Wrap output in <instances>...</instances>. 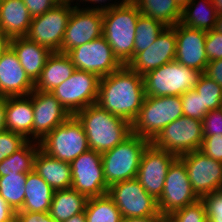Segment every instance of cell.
<instances>
[{
  "label": "cell",
  "mask_w": 222,
  "mask_h": 222,
  "mask_svg": "<svg viewBox=\"0 0 222 222\" xmlns=\"http://www.w3.org/2000/svg\"><path fill=\"white\" fill-rule=\"evenodd\" d=\"M192 0L183 10L180 23L189 28L211 31L215 28L217 12L211 0Z\"/></svg>",
  "instance_id": "obj_29"
},
{
  "label": "cell",
  "mask_w": 222,
  "mask_h": 222,
  "mask_svg": "<svg viewBox=\"0 0 222 222\" xmlns=\"http://www.w3.org/2000/svg\"><path fill=\"white\" fill-rule=\"evenodd\" d=\"M0 222H16V211L0 195Z\"/></svg>",
  "instance_id": "obj_46"
},
{
  "label": "cell",
  "mask_w": 222,
  "mask_h": 222,
  "mask_svg": "<svg viewBox=\"0 0 222 222\" xmlns=\"http://www.w3.org/2000/svg\"><path fill=\"white\" fill-rule=\"evenodd\" d=\"M10 47L16 53L26 74L35 83L52 52L48 48L29 40L26 36L11 38Z\"/></svg>",
  "instance_id": "obj_23"
},
{
  "label": "cell",
  "mask_w": 222,
  "mask_h": 222,
  "mask_svg": "<svg viewBox=\"0 0 222 222\" xmlns=\"http://www.w3.org/2000/svg\"><path fill=\"white\" fill-rule=\"evenodd\" d=\"M66 54L76 70L94 73L99 78L106 77L123 66L103 35Z\"/></svg>",
  "instance_id": "obj_10"
},
{
  "label": "cell",
  "mask_w": 222,
  "mask_h": 222,
  "mask_svg": "<svg viewBox=\"0 0 222 222\" xmlns=\"http://www.w3.org/2000/svg\"><path fill=\"white\" fill-rule=\"evenodd\" d=\"M125 2H135L136 0H123Z\"/></svg>",
  "instance_id": "obj_56"
},
{
  "label": "cell",
  "mask_w": 222,
  "mask_h": 222,
  "mask_svg": "<svg viewBox=\"0 0 222 222\" xmlns=\"http://www.w3.org/2000/svg\"><path fill=\"white\" fill-rule=\"evenodd\" d=\"M192 0H175L178 6L183 10Z\"/></svg>",
  "instance_id": "obj_54"
},
{
  "label": "cell",
  "mask_w": 222,
  "mask_h": 222,
  "mask_svg": "<svg viewBox=\"0 0 222 222\" xmlns=\"http://www.w3.org/2000/svg\"><path fill=\"white\" fill-rule=\"evenodd\" d=\"M23 3L32 18L44 14L57 5L54 0H23Z\"/></svg>",
  "instance_id": "obj_43"
},
{
  "label": "cell",
  "mask_w": 222,
  "mask_h": 222,
  "mask_svg": "<svg viewBox=\"0 0 222 222\" xmlns=\"http://www.w3.org/2000/svg\"><path fill=\"white\" fill-rule=\"evenodd\" d=\"M32 17L23 0H3L0 6V29L9 37L26 36Z\"/></svg>",
  "instance_id": "obj_26"
},
{
  "label": "cell",
  "mask_w": 222,
  "mask_h": 222,
  "mask_svg": "<svg viewBox=\"0 0 222 222\" xmlns=\"http://www.w3.org/2000/svg\"><path fill=\"white\" fill-rule=\"evenodd\" d=\"M121 222H166V217L158 212L148 217H122Z\"/></svg>",
  "instance_id": "obj_48"
},
{
  "label": "cell",
  "mask_w": 222,
  "mask_h": 222,
  "mask_svg": "<svg viewBox=\"0 0 222 222\" xmlns=\"http://www.w3.org/2000/svg\"><path fill=\"white\" fill-rule=\"evenodd\" d=\"M107 1H110L111 2V0H76V5H74L76 8H80V2L82 3V4H84V2H85V6H86V2H88V4L90 3V4H97V6H86V7H81V8H83V9H97V10H106V9H109L110 7H112V6H114L117 2V0H115V2H113V3H110V2H108V3H106ZM79 2V3H78ZM99 3V4H98ZM103 3V4H102ZM105 4V5H104ZM103 5V6H102Z\"/></svg>",
  "instance_id": "obj_47"
},
{
  "label": "cell",
  "mask_w": 222,
  "mask_h": 222,
  "mask_svg": "<svg viewBox=\"0 0 222 222\" xmlns=\"http://www.w3.org/2000/svg\"><path fill=\"white\" fill-rule=\"evenodd\" d=\"M57 4L59 5H75L73 2H75L76 0H54Z\"/></svg>",
  "instance_id": "obj_55"
},
{
  "label": "cell",
  "mask_w": 222,
  "mask_h": 222,
  "mask_svg": "<svg viewBox=\"0 0 222 222\" xmlns=\"http://www.w3.org/2000/svg\"><path fill=\"white\" fill-rule=\"evenodd\" d=\"M175 35V60L203 73L209 62L205 51L206 31L189 28L179 22L175 25Z\"/></svg>",
  "instance_id": "obj_20"
},
{
  "label": "cell",
  "mask_w": 222,
  "mask_h": 222,
  "mask_svg": "<svg viewBox=\"0 0 222 222\" xmlns=\"http://www.w3.org/2000/svg\"><path fill=\"white\" fill-rule=\"evenodd\" d=\"M201 71L173 60L143 76L146 96H181L197 85Z\"/></svg>",
  "instance_id": "obj_6"
},
{
  "label": "cell",
  "mask_w": 222,
  "mask_h": 222,
  "mask_svg": "<svg viewBox=\"0 0 222 222\" xmlns=\"http://www.w3.org/2000/svg\"><path fill=\"white\" fill-rule=\"evenodd\" d=\"M26 180L27 173L0 177V195L15 211H19L24 204Z\"/></svg>",
  "instance_id": "obj_33"
},
{
  "label": "cell",
  "mask_w": 222,
  "mask_h": 222,
  "mask_svg": "<svg viewBox=\"0 0 222 222\" xmlns=\"http://www.w3.org/2000/svg\"><path fill=\"white\" fill-rule=\"evenodd\" d=\"M165 27L162 22L141 14L136 23L134 57L150 47Z\"/></svg>",
  "instance_id": "obj_34"
},
{
  "label": "cell",
  "mask_w": 222,
  "mask_h": 222,
  "mask_svg": "<svg viewBox=\"0 0 222 222\" xmlns=\"http://www.w3.org/2000/svg\"><path fill=\"white\" fill-rule=\"evenodd\" d=\"M140 15L134 2L123 0L103 10V36L123 65L134 58L136 23Z\"/></svg>",
  "instance_id": "obj_3"
},
{
  "label": "cell",
  "mask_w": 222,
  "mask_h": 222,
  "mask_svg": "<svg viewBox=\"0 0 222 222\" xmlns=\"http://www.w3.org/2000/svg\"><path fill=\"white\" fill-rule=\"evenodd\" d=\"M63 222H86L85 212L72 216L71 218Z\"/></svg>",
  "instance_id": "obj_51"
},
{
  "label": "cell",
  "mask_w": 222,
  "mask_h": 222,
  "mask_svg": "<svg viewBox=\"0 0 222 222\" xmlns=\"http://www.w3.org/2000/svg\"><path fill=\"white\" fill-rule=\"evenodd\" d=\"M176 158L152 143L144 150L136 179L155 200L161 197L168 169Z\"/></svg>",
  "instance_id": "obj_17"
},
{
  "label": "cell",
  "mask_w": 222,
  "mask_h": 222,
  "mask_svg": "<svg viewBox=\"0 0 222 222\" xmlns=\"http://www.w3.org/2000/svg\"><path fill=\"white\" fill-rule=\"evenodd\" d=\"M183 107V116L201 120L207 114L202 108V101L199 94L194 90H188L180 96Z\"/></svg>",
  "instance_id": "obj_37"
},
{
  "label": "cell",
  "mask_w": 222,
  "mask_h": 222,
  "mask_svg": "<svg viewBox=\"0 0 222 222\" xmlns=\"http://www.w3.org/2000/svg\"><path fill=\"white\" fill-rule=\"evenodd\" d=\"M202 142V121L181 116L165 126L151 143L155 147L179 157L200 150Z\"/></svg>",
  "instance_id": "obj_8"
},
{
  "label": "cell",
  "mask_w": 222,
  "mask_h": 222,
  "mask_svg": "<svg viewBox=\"0 0 222 222\" xmlns=\"http://www.w3.org/2000/svg\"><path fill=\"white\" fill-rule=\"evenodd\" d=\"M39 148V142L27 141L20 149L0 162V177L31 172Z\"/></svg>",
  "instance_id": "obj_31"
},
{
  "label": "cell",
  "mask_w": 222,
  "mask_h": 222,
  "mask_svg": "<svg viewBox=\"0 0 222 222\" xmlns=\"http://www.w3.org/2000/svg\"><path fill=\"white\" fill-rule=\"evenodd\" d=\"M184 162L193 191L199 198L222 190V162L196 150L179 156Z\"/></svg>",
  "instance_id": "obj_15"
},
{
  "label": "cell",
  "mask_w": 222,
  "mask_h": 222,
  "mask_svg": "<svg viewBox=\"0 0 222 222\" xmlns=\"http://www.w3.org/2000/svg\"><path fill=\"white\" fill-rule=\"evenodd\" d=\"M24 204L19 211L46 214L49 212L54 190L34 170L27 173Z\"/></svg>",
  "instance_id": "obj_27"
},
{
  "label": "cell",
  "mask_w": 222,
  "mask_h": 222,
  "mask_svg": "<svg viewBox=\"0 0 222 222\" xmlns=\"http://www.w3.org/2000/svg\"><path fill=\"white\" fill-rule=\"evenodd\" d=\"M39 145L49 156L68 163L90 149L83 126L74 115L47 134Z\"/></svg>",
  "instance_id": "obj_7"
},
{
  "label": "cell",
  "mask_w": 222,
  "mask_h": 222,
  "mask_svg": "<svg viewBox=\"0 0 222 222\" xmlns=\"http://www.w3.org/2000/svg\"><path fill=\"white\" fill-rule=\"evenodd\" d=\"M166 222H208L206 207L200 198L166 217Z\"/></svg>",
  "instance_id": "obj_36"
},
{
  "label": "cell",
  "mask_w": 222,
  "mask_h": 222,
  "mask_svg": "<svg viewBox=\"0 0 222 222\" xmlns=\"http://www.w3.org/2000/svg\"><path fill=\"white\" fill-rule=\"evenodd\" d=\"M11 38H9L1 29H0V58L2 54L8 50L10 47Z\"/></svg>",
  "instance_id": "obj_50"
},
{
  "label": "cell",
  "mask_w": 222,
  "mask_h": 222,
  "mask_svg": "<svg viewBox=\"0 0 222 222\" xmlns=\"http://www.w3.org/2000/svg\"><path fill=\"white\" fill-rule=\"evenodd\" d=\"M32 92L27 96L7 97L5 124L8 131L33 139Z\"/></svg>",
  "instance_id": "obj_22"
},
{
  "label": "cell",
  "mask_w": 222,
  "mask_h": 222,
  "mask_svg": "<svg viewBox=\"0 0 222 222\" xmlns=\"http://www.w3.org/2000/svg\"><path fill=\"white\" fill-rule=\"evenodd\" d=\"M7 106V97L0 96V133L6 131L5 113Z\"/></svg>",
  "instance_id": "obj_49"
},
{
  "label": "cell",
  "mask_w": 222,
  "mask_h": 222,
  "mask_svg": "<svg viewBox=\"0 0 222 222\" xmlns=\"http://www.w3.org/2000/svg\"><path fill=\"white\" fill-rule=\"evenodd\" d=\"M183 116L180 96H146L136 119L131 123L132 134L152 142L162 129Z\"/></svg>",
  "instance_id": "obj_4"
},
{
  "label": "cell",
  "mask_w": 222,
  "mask_h": 222,
  "mask_svg": "<svg viewBox=\"0 0 222 222\" xmlns=\"http://www.w3.org/2000/svg\"><path fill=\"white\" fill-rule=\"evenodd\" d=\"M86 222H121L122 215L108 195L89 198L85 208Z\"/></svg>",
  "instance_id": "obj_32"
},
{
  "label": "cell",
  "mask_w": 222,
  "mask_h": 222,
  "mask_svg": "<svg viewBox=\"0 0 222 222\" xmlns=\"http://www.w3.org/2000/svg\"><path fill=\"white\" fill-rule=\"evenodd\" d=\"M203 137L222 134V107L209 111L202 119Z\"/></svg>",
  "instance_id": "obj_40"
},
{
  "label": "cell",
  "mask_w": 222,
  "mask_h": 222,
  "mask_svg": "<svg viewBox=\"0 0 222 222\" xmlns=\"http://www.w3.org/2000/svg\"><path fill=\"white\" fill-rule=\"evenodd\" d=\"M205 51L208 61L222 59V34L212 29L206 32Z\"/></svg>",
  "instance_id": "obj_41"
},
{
  "label": "cell",
  "mask_w": 222,
  "mask_h": 222,
  "mask_svg": "<svg viewBox=\"0 0 222 222\" xmlns=\"http://www.w3.org/2000/svg\"><path fill=\"white\" fill-rule=\"evenodd\" d=\"M71 188L89 198L108 193L101 153L89 149L71 163Z\"/></svg>",
  "instance_id": "obj_11"
},
{
  "label": "cell",
  "mask_w": 222,
  "mask_h": 222,
  "mask_svg": "<svg viewBox=\"0 0 222 222\" xmlns=\"http://www.w3.org/2000/svg\"><path fill=\"white\" fill-rule=\"evenodd\" d=\"M82 124L89 148L105 153L132 134L131 123L101 108L89 105L74 115Z\"/></svg>",
  "instance_id": "obj_2"
},
{
  "label": "cell",
  "mask_w": 222,
  "mask_h": 222,
  "mask_svg": "<svg viewBox=\"0 0 222 222\" xmlns=\"http://www.w3.org/2000/svg\"><path fill=\"white\" fill-rule=\"evenodd\" d=\"M28 140L12 131L0 133V162L20 149Z\"/></svg>",
  "instance_id": "obj_38"
},
{
  "label": "cell",
  "mask_w": 222,
  "mask_h": 222,
  "mask_svg": "<svg viewBox=\"0 0 222 222\" xmlns=\"http://www.w3.org/2000/svg\"><path fill=\"white\" fill-rule=\"evenodd\" d=\"M175 26H166L155 42L146 50L139 52L128 66L141 76L167 64L176 57Z\"/></svg>",
  "instance_id": "obj_19"
},
{
  "label": "cell",
  "mask_w": 222,
  "mask_h": 222,
  "mask_svg": "<svg viewBox=\"0 0 222 222\" xmlns=\"http://www.w3.org/2000/svg\"><path fill=\"white\" fill-rule=\"evenodd\" d=\"M33 170L42 177L54 191L71 188L72 177L70 163L51 157L40 148L34 158Z\"/></svg>",
  "instance_id": "obj_24"
},
{
  "label": "cell",
  "mask_w": 222,
  "mask_h": 222,
  "mask_svg": "<svg viewBox=\"0 0 222 222\" xmlns=\"http://www.w3.org/2000/svg\"><path fill=\"white\" fill-rule=\"evenodd\" d=\"M107 194L122 217H148L159 212L157 200L146 192L136 178L112 184Z\"/></svg>",
  "instance_id": "obj_14"
},
{
  "label": "cell",
  "mask_w": 222,
  "mask_h": 222,
  "mask_svg": "<svg viewBox=\"0 0 222 222\" xmlns=\"http://www.w3.org/2000/svg\"><path fill=\"white\" fill-rule=\"evenodd\" d=\"M222 87V59L209 61L203 72Z\"/></svg>",
  "instance_id": "obj_45"
},
{
  "label": "cell",
  "mask_w": 222,
  "mask_h": 222,
  "mask_svg": "<svg viewBox=\"0 0 222 222\" xmlns=\"http://www.w3.org/2000/svg\"><path fill=\"white\" fill-rule=\"evenodd\" d=\"M215 31L222 34V14L217 15L216 24H215Z\"/></svg>",
  "instance_id": "obj_53"
},
{
  "label": "cell",
  "mask_w": 222,
  "mask_h": 222,
  "mask_svg": "<svg viewBox=\"0 0 222 222\" xmlns=\"http://www.w3.org/2000/svg\"><path fill=\"white\" fill-rule=\"evenodd\" d=\"M100 78L91 72L76 70L51 93L70 115L96 104Z\"/></svg>",
  "instance_id": "obj_9"
},
{
  "label": "cell",
  "mask_w": 222,
  "mask_h": 222,
  "mask_svg": "<svg viewBox=\"0 0 222 222\" xmlns=\"http://www.w3.org/2000/svg\"><path fill=\"white\" fill-rule=\"evenodd\" d=\"M150 143L147 139L131 134L122 143L101 154L108 187L137 177L142 154Z\"/></svg>",
  "instance_id": "obj_5"
},
{
  "label": "cell",
  "mask_w": 222,
  "mask_h": 222,
  "mask_svg": "<svg viewBox=\"0 0 222 222\" xmlns=\"http://www.w3.org/2000/svg\"><path fill=\"white\" fill-rule=\"evenodd\" d=\"M140 13L162 22L165 26H175L181 21L182 9L175 0H136Z\"/></svg>",
  "instance_id": "obj_30"
},
{
  "label": "cell",
  "mask_w": 222,
  "mask_h": 222,
  "mask_svg": "<svg viewBox=\"0 0 222 222\" xmlns=\"http://www.w3.org/2000/svg\"><path fill=\"white\" fill-rule=\"evenodd\" d=\"M206 207L208 222H222V190L201 198Z\"/></svg>",
  "instance_id": "obj_39"
},
{
  "label": "cell",
  "mask_w": 222,
  "mask_h": 222,
  "mask_svg": "<svg viewBox=\"0 0 222 222\" xmlns=\"http://www.w3.org/2000/svg\"><path fill=\"white\" fill-rule=\"evenodd\" d=\"M194 90L201 97L202 108L207 113L222 107V87L205 74L200 76Z\"/></svg>",
  "instance_id": "obj_35"
},
{
  "label": "cell",
  "mask_w": 222,
  "mask_h": 222,
  "mask_svg": "<svg viewBox=\"0 0 222 222\" xmlns=\"http://www.w3.org/2000/svg\"><path fill=\"white\" fill-rule=\"evenodd\" d=\"M146 97L143 76L128 65L100 78L97 104L132 123Z\"/></svg>",
  "instance_id": "obj_1"
},
{
  "label": "cell",
  "mask_w": 222,
  "mask_h": 222,
  "mask_svg": "<svg viewBox=\"0 0 222 222\" xmlns=\"http://www.w3.org/2000/svg\"><path fill=\"white\" fill-rule=\"evenodd\" d=\"M75 71V66L66 53L52 52L34 83V90L51 92L67 80Z\"/></svg>",
  "instance_id": "obj_25"
},
{
  "label": "cell",
  "mask_w": 222,
  "mask_h": 222,
  "mask_svg": "<svg viewBox=\"0 0 222 222\" xmlns=\"http://www.w3.org/2000/svg\"><path fill=\"white\" fill-rule=\"evenodd\" d=\"M88 198L75 189L55 190L48 214L63 222L85 211Z\"/></svg>",
  "instance_id": "obj_28"
},
{
  "label": "cell",
  "mask_w": 222,
  "mask_h": 222,
  "mask_svg": "<svg viewBox=\"0 0 222 222\" xmlns=\"http://www.w3.org/2000/svg\"><path fill=\"white\" fill-rule=\"evenodd\" d=\"M33 141H41L58 125L65 122L71 115L51 92H32Z\"/></svg>",
  "instance_id": "obj_18"
},
{
  "label": "cell",
  "mask_w": 222,
  "mask_h": 222,
  "mask_svg": "<svg viewBox=\"0 0 222 222\" xmlns=\"http://www.w3.org/2000/svg\"><path fill=\"white\" fill-rule=\"evenodd\" d=\"M200 199L193 191L184 162L177 157L168 169L158 211L167 217Z\"/></svg>",
  "instance_id": "obj_12"
},
{
  "label": "cell",
  "mask_w": 222,
  "mask_h": 222,
  "mask_svg": "<svg viewBox=\"0 0 222 222\" xmlns=\"http://www.w3.org/2000/svg\"><path fill=\"white\" fill-rule=\"evenodd\" d=\"M16 222H57L48 213H32L28 211H16Z\"/></svg>",
  "instance_id": "obj_44"
},
{
  "label": "cell",
  "mask_w": 222,
  "mask_h": 222,
  "mask_svg": "<svg viewBox=\"0 0 222 222\" xmlns=\"http://www.w3.org/2000/svg\"><path fill=\"white\" fill-rule=\"evenodd\" d=\"M34 90V82L21 66L14 50L9 47L0 58V96H27Z\"/></svg>",
  "instance_id": "obj_21"
},
{
  "label": "cell",
  "mask_w": 222,
  "mask_h": 222,
  "mask_svg": "<svg viewBox=\"0 0 222 222\" xmlns=\"http://www.w3.org/2000/svg\"><path fill=\"white\" fill-rule=\"evenodd\" d=\"M103 35V10L74 7L65 29L60 52L90 42Z\"/></svg>",
  "instance_id": "obj_16"
},
{
  "label": "cell",
  "mask_w": 222,
  "mask_h": 222,
  "mask_svg": "<svg viewBox=\"0 0 222 222\" xmlns=\"http://www.w3.org/2000/svg\"><path fill=\"white\" fill-rule=\"evenodd\" d=\"M200 151L210 158L222 162V134L203 137Z\"/></svg>",
  "instance_id": "obj_42"
},
{
  "label": "cell",
  "mask_w": 222,
  "mask_h": 222,
  "mask_svg": "<svg viewBox=\"0 0 222 222\" xmlns=\"http://www.w3.org/2000/svg\"><path fill=\"white\" fill-rule=\"evenodd\" d=\"M218 15L222 14V0H211Z\"/></svg>",
  "instance_id": "obj_52"
},
{
  "label": "cell",
  "mask_w": 222,
  "mask_h": 222,
  "mask_svg": "<svg viewBox=\"0 0 222 222\" xmlns=\"http://www.w3.org/2000/svg\"><path fill=\"white\" fill-rule=\"evenodd\" d=\"M74 7L57 4L44 14L32 18L26 37L51 52H60L67 22Z\"/></svg>",
  "instance_id": "obj_13"
}]
</instances>
